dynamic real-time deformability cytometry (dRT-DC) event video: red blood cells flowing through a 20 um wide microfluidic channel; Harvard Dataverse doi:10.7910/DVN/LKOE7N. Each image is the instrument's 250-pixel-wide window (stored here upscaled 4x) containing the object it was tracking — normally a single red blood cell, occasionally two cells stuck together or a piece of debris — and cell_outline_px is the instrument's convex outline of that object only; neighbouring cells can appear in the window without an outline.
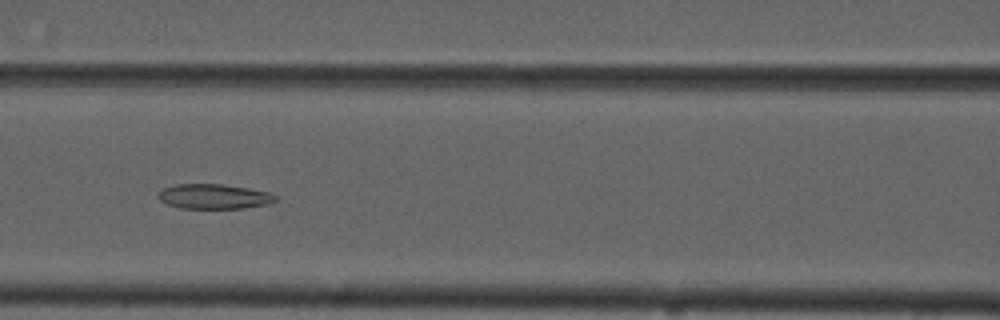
{"species": "common noctule bat (a hibernating species)", "species_latin": "Nyctalus noctula", "temperature_condition": "cold", "stored_images_in_passage": 8, "camera_frame_rate_fps": 3000, "um_per_image_px": 0.085, "animal": {"sex": "male", "forearm_length_mm": 52.5}, "frame": {"image": 1, "passage_image": 7, "time_ms": 6.667, "image_size_px": [1000, 320], "cell_outline_px": [[276, 200], [268, 204], [244, 208], [180, 208], [168, 204], [160, 200], [160, 192], [164, 188], [176, 184], [224, 184], [248, 188], [268, 192], [276, 196]], "centroid_in_image_um": [18.21, 16.7], "position_along_channel_um": 148.4, "area_um2": 16.76}}
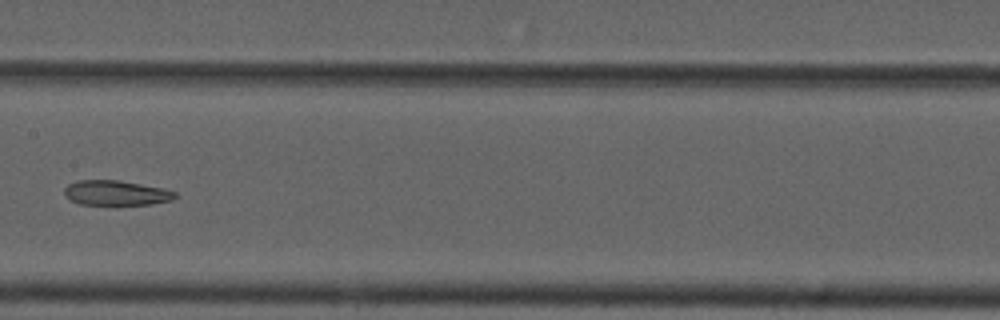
{"frame": {"image": 2, "passage_image": 8, "time_ms": 8.0, "image_size_px": [1000, 320], "cell_outline_px": [[176, 196], [172, 200], [152, 204], [80, 204], [72, 200], [64, 192], [64, 188], [68, 184], [80, 180], [120, 180], [164, 188], [176, 192]], "centroid_in_image_um": [9.9, 16.38], "position_along_channel_um": 197.5, "area_um2": 15.9}}